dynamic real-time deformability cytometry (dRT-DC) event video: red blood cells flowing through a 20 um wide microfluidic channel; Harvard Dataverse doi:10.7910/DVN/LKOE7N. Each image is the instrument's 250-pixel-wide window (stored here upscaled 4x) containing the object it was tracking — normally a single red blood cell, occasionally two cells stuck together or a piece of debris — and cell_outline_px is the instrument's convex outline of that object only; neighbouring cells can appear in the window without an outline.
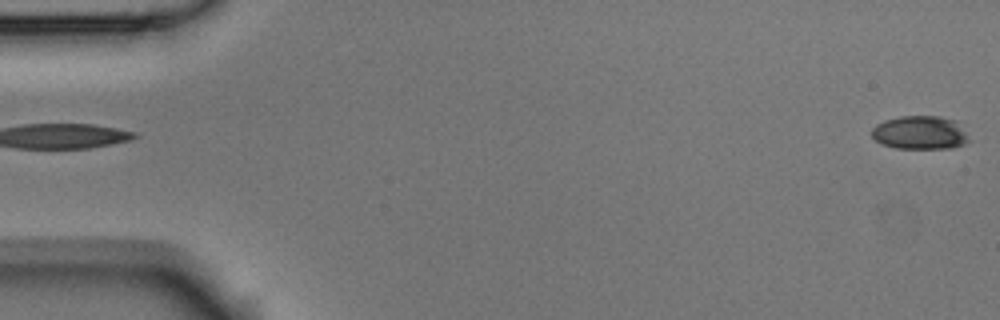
{"species": "Egyptian fruit bat (a non-hibernating species)", "species_latin": "Rousettus aegyptiacus", "temperature_condition": "room temperature", "stored_images_in_passage": 4, "camera_frame_rate_fps": 3000, "um_per_image_px": 0.085, "animal": {"sex": "male"}, "frame": {"image": 1, "passage_image": 4, "time_ms": 1.0, "image_size_px": [1000, 320], "cell_outline_px": [[972, 140], [964, 144], [952, 148], [896, 148], [880, 144], [872, 136], [872, 128], [876, 124], [884, 120], [900, 116], [940, 116], [956, 120]], "centroid_in_image_um": [78.22, 11.27], "position_along_channel_um": 6.8, "area_um2": 19.19}}